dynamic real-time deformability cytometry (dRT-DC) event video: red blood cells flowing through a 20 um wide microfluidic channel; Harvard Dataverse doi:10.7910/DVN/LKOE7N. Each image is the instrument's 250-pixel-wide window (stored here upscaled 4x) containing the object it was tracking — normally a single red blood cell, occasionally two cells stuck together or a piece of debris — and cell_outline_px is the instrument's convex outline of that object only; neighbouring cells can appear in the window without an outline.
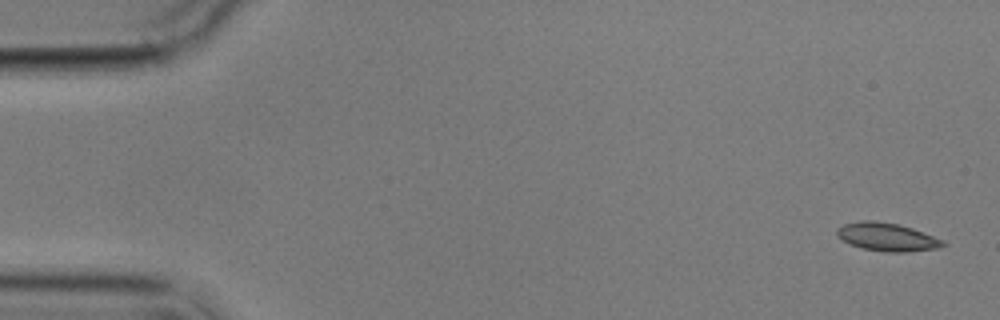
{"species": "common noctule bat (a hibernating species)", "species_latin": "Nyctalus noctula", "temperature_condition": "cold", "stored_images_in_passage": 5, "camera_frame_rate_fps": 3000, "um_per_image_px": 0.085, "animal": {"sex": "male", "body_mass_g": 17.9}, "frame": {"image": 1, "passage_image": 1, "time_ms": 0.0, "image_size_px": [1000, 320], "cell_outline_px": [[948, 244], [936, 248], [908, 252], [884, 252], [860, 248], [848, 244], [836, 236], [836, 228], [844, 224], [860, 220], [876, 220], [896, 224], [912, 228], [944, 240]], "centroid_in_image_um": [75.35, 20.14], "position_along_channel_um": 9.7, "area_um2": 17.63}}
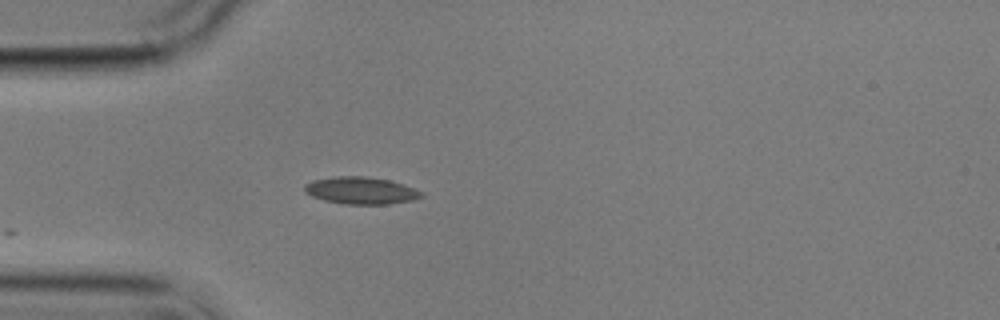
{"frame": {"image": 2, "passage_image": 5, "time_ms": 4.667, "image_size_px": [1000, 320], "cell_outline_px": [[424, 196], [412, 200], [388, 204], [344, 204], [324, 200], [312, 196], [304, 192], [304, 184], [312, 180], [336, 176], [364, 176], [388, 180], [404, 184], [420, 192]], "centroid_in_image_um": [30.63, 16.19], "position_along_channel_um": 54.4, "area_um2": 18.38}}